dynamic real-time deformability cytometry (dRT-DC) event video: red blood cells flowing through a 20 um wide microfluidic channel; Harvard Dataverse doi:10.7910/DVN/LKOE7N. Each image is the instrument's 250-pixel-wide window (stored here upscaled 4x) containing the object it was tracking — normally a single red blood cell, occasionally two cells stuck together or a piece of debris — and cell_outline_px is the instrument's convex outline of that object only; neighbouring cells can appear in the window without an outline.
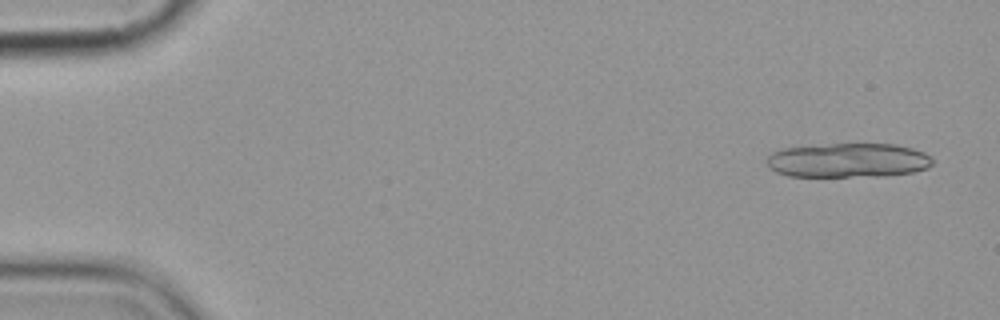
{"species": "common noctule bat (a hibernating species)", "species_latin": "Nyctalus noctula", "temperature_condition": "cold", "stored_images_in_passage": 4, "camera_frame_rate_fps": 3000, "um_per_image_px": 0.085, "animal": {"sex": "female", "body_mass_g": 19.9}, "frame": {"image": 1, "passage_image": 1, "time_ms": 0.0, "image_size_px": [1000, 320], "cell_outline_px": [[932, 164], [928, 168], [912, 172], [884, 176], [788, 176], [776, 172], [768, 168], [764, 160], [772, 152], [784, 148], [832, 144], [896, 144], [912, 148], [924, 152], [932, 156]], "centroid_in_image_um": [72.08, 13.63], "position_along_channel_um": 12.9, "area_um2": 33.35}}